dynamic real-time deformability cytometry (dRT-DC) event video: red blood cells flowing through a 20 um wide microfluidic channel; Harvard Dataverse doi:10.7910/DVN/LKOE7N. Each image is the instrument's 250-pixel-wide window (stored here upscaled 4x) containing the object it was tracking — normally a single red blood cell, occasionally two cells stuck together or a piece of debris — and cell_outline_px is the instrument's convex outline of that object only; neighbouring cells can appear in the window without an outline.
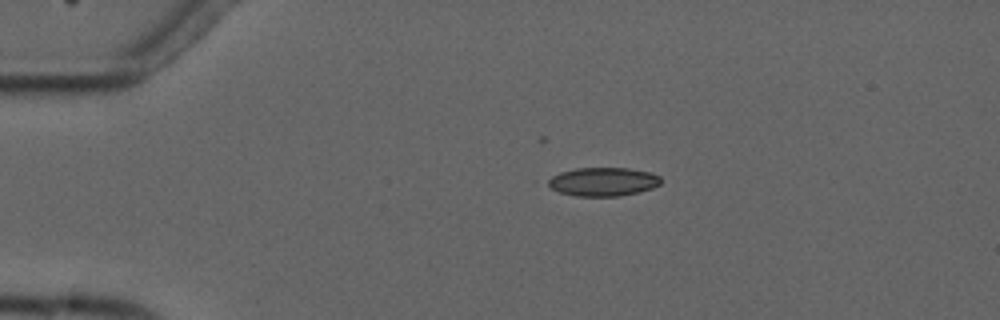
{"species": "common noctule bat (a hibernating species)", "species_latin": "Nyctalus noctula", "temperature_condition": "cold", "stored_images_in_passage": 9, "camera_frame_rate_fps": 3000, "um_per_image_px": 0.085, "animal": {"sex": "male", "forearm_length_mm": 52.5}, "frame": {"image": 1, "passage_image": 4, "time_ms": 4.0, "image_size_px": [1000, 320], "cell_outline_px": [[660, 184], [652, 188], [640, 192], [620, 196], [576, 196], [560, 192], [544, 184], [544, 180], [560, 172], [576, 168], [628, 168], [648, 172], [660, 176]], "centroid_in_image_um": [51.21, 15.45], "position_along_channel_um": 33.8, "area_um2": 18.96}}
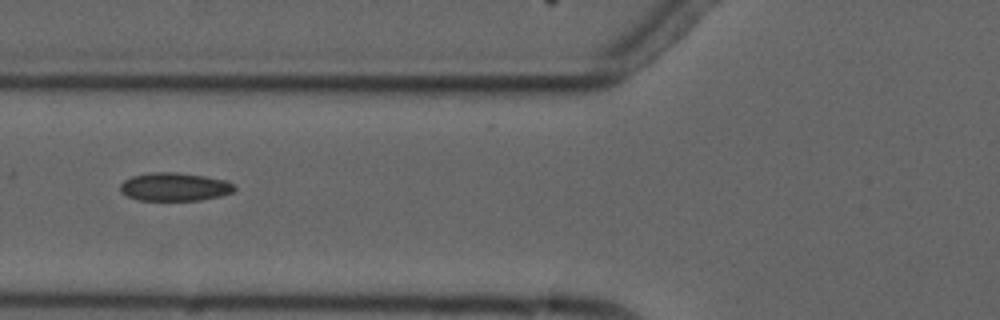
{"frame": {"image": 2, "passage_image": 6, "time_ms": 7.333, "image_size_px": [1000, 320], "cell_outline_px": [[236, 188], [232, 192], [220, 196], [200, 200], [140, 200], [128, 196], [120, 192], [120, 184], [124, 180], [132, 176], [148, 172], [176, 172], [204, 176], [228, 180], [236, 184]], "centroid_in_image_um": [14.86, 15.87], "position_along_channel_um": 110.9, "area_um2": 18.96}}
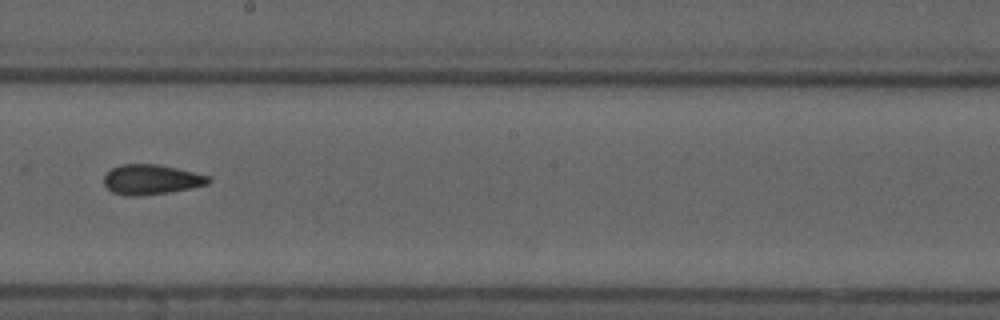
{"frame": {"image": 3, "passage_image": 9, "time_ms": 10.667, "image_size_px": [1000, 320], "cell_outline_px": [[212, 180], [208, 184], [168, 192], [136, 196], [124, 196], [112, 192], [104, 184], [104, 176], [112, 168], [120, 164], [160, 164], [212, 176]], "centroid_in_image_um": [12.87, 15.25], "position_along_channel_um": 235.3, "area_um2": 18.32}}